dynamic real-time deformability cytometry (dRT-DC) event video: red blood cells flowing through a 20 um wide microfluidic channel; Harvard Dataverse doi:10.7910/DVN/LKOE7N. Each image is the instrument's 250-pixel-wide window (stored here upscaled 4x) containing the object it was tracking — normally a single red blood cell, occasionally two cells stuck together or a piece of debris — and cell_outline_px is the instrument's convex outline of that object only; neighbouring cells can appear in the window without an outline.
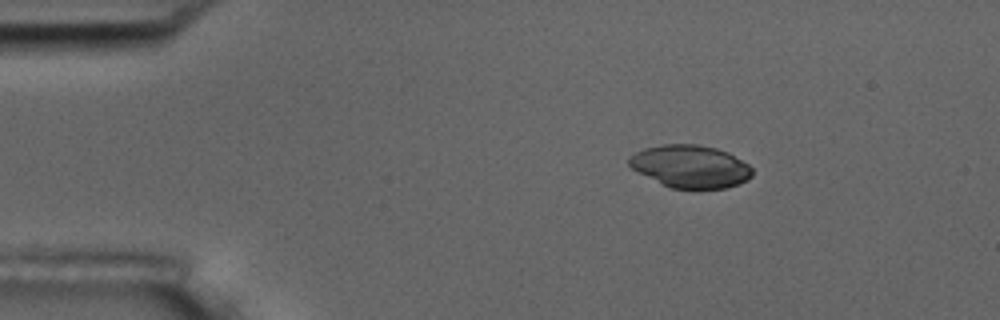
{"species": "common noctule bat (a hibernating species)", "species_latin": "Nyctalus noctula", "temperature_condition": "room temperature", "stored_images_in_passage": 6, "segment_of_instrument_passage": [2, 2], "camera_frame_rate_fps": 3000, "um_per_image_px": 0.085, "animal": {"sex": "male", "body_mass_g": 17.5, "forearm_length_mm": 52.3}, "frame": {"image": 1, "passage_image": 6, "time_ms": 6.333, "image_size_px": [1000, 320], "cell_outline_px": [[752, 176], [748, 180], [724, 188], [672, 188], [632, 168], [628, 164], [628, 156], [644, 148], [660, 144], [696, 144], [716, 148], [728, 152], [748, 164], [752, 168]], "centroid_in_image_um": [58.69, 14.12], "position_along_channel_um": 26.3, "area_um2": 30.29}}